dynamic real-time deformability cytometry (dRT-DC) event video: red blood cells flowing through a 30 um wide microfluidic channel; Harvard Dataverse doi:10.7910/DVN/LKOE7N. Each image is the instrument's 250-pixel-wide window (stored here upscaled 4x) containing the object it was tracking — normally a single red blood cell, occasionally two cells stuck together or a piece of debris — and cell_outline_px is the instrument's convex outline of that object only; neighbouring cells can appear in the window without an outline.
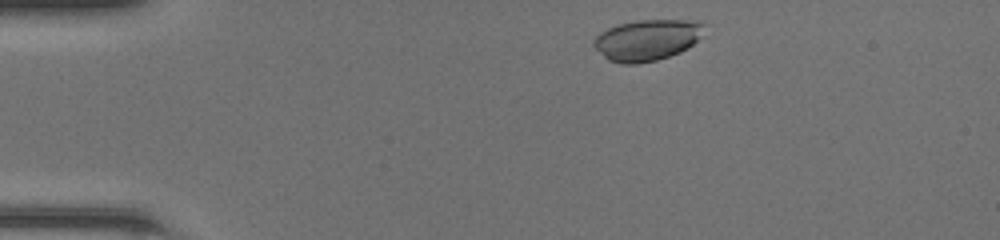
{"species": "common noctule bat (a hibernating species)", "species_latin": "Nyctalus noctula", "temperature_condition": "room temperature", "stored_images_in_passage": 42, "camera_frame_rate_fps": 3000, "um_per_image_px": 0.085, "animal": {"sex": "female", "body_mass_g": 20.0, "forearm_length_mm": 54.0}, "frame": {"image": 1, "passage_image": 3, "time_ms": 0.667, "image_size_px": [1000, 240], "cell_outline_px": [[704, 36], [688, 48], [680, 52], [656, 60], [636, 64], [620, 64], [608, 60], [592, 44], [592, 40], [600, 32], [616, 24], [640, 20], [700, 20], [704, 24]], "centroid_in_image_um": [55.03, 3.39], "position_along_channel_um": 30.0, "area_um2": 26.76}}
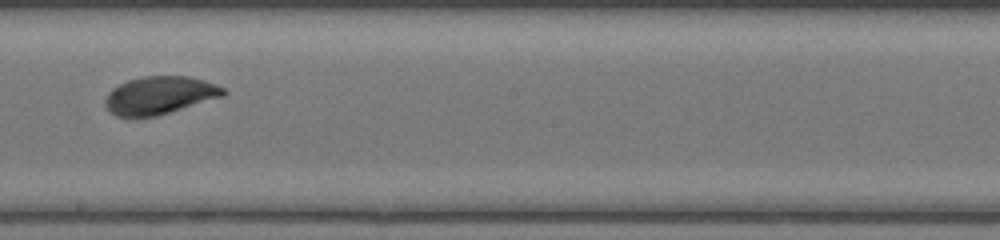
{"frame": {"image": 2, "passage_image": 22, "time_ms": 7.0, "image_size_px": [1000, 240], "cell_outline_px": [[228, 92], [224, 96], [156, 116], [116, 116], [104, 104], [104, 100], [108, 92], [112, 88], [128, 80], [144, 76], [188, 76], [204, 80], [216, 84], [224, 88]], "centroid_in_image_um": [13.59, 8.09], "position_along_channel_um": 234.6, "area_um2": 25.89}}
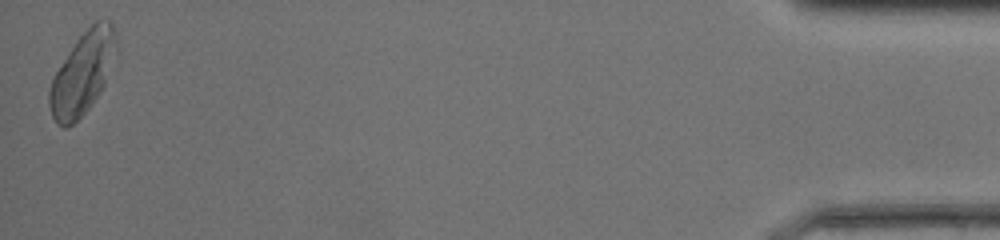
{"frame": {"image": 3, "passage_image": 42, "time_ms": 13.667, "image_size_px": [1000, 240], "cell_outline_px": [[116, 44], [104, 84], [100, 92], [92, 104], [72, 124], [64, 128], [56, 124], [52, 116], [48, 104], [48, 92], [52, 80], [56, 72], [76, 40], [96, 20], [108, 20], [112, 24], [116, 32]], "centroid_in_image_um": [6.98, 6.25], "position_along_channel_um": 428.2, "area_um2": 31.15}, "authors_computed_cell_mechanics": {"area_um2": 26.5302, "velocity_mm_per_s": 4.2817, "shape_relaxation_time_tau1_ms": 1.0244, "shape_relaxation_time_tau2_ms": null, "deformation_change_tau1": 0.04, "deformation_change_tau2": null}}